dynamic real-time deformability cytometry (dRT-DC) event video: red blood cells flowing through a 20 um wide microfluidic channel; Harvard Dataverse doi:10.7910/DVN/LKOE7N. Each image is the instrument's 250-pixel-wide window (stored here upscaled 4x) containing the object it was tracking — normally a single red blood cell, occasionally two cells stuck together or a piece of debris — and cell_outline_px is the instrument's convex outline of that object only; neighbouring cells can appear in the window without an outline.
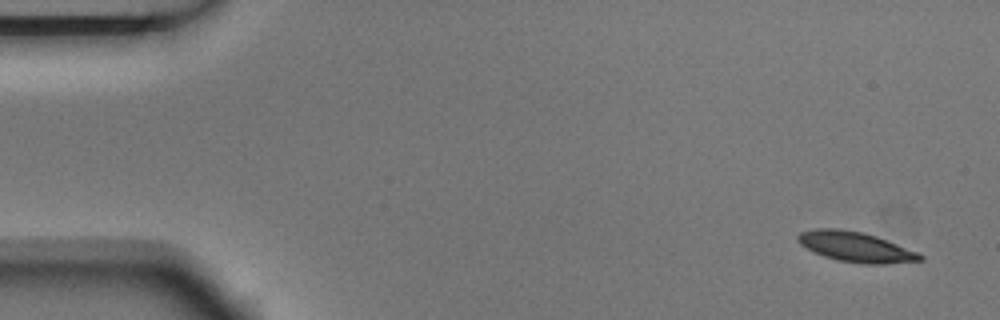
{"species": "Egyptian fruit bat (a non-hibernating species)", "species_latin": "Rousettus aegyptiacus", "temperature_condition": "room temperature", "stored_images_in_passage": 8, "camera_frame_rate_fps": 3000, "um_per_image_px": 0.085, "animal": {"sex": "male"}, "frame": {"image": 1, "passage_image": 1, "time_ms": 0.0, "image_size_px": [1000, 320], "cell_outline_px": [[924, 260], [884, 264], [864, 264], [836, 260], [824, 256], [800, 244], [796, 240], [796, 236], [800, 232], [816, 228], [836, 228], [864, 232], [876, 236], [916, 252], [924, 256]], "centroid_in_image_um": [72.7, 20.98], "position_along_channel_um": 12.3, "area_um2": 21.27}}
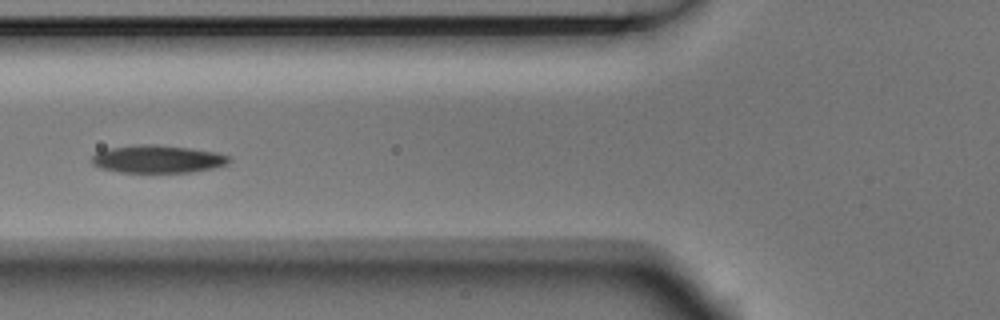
{"frame": {"image": 2, "passage_image": 6, "time_ms": 1.667, "image_size_px": [1000, 320], "cell_outline_px": [[232, 160], [228, 164], [212, 168], [192, 172], [120, 172], [100, 168], [92, 164], [92, 156], [96, 152], [108, 148], [140, 144], [156, 144], [192, 148], [216, 152], [232, 156]], "centroid_in_image_um": [13.43, 13.51], "position_along_channel_um": 112.4, "area_um2": 22.43}}
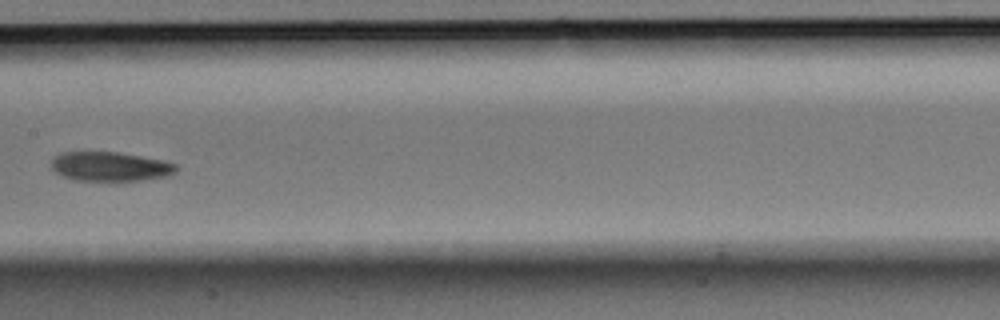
{"frame": {"image": 3, "passage_image": 8, "time_ms": 2.333, "image_size_px": [1000, 320], "cell_outline_px": [[180, 168], [176, 172], [168, 176], [140, 180], [72, 180], [56, 172], [52, 168], [52, 160], [60, 152], [116, 152], [164, 160], [176, 164]], "centroid_in_image_um": [9.4, 14.15], "position_along_channel_um": 198.0, "area_um2": 21.21}}